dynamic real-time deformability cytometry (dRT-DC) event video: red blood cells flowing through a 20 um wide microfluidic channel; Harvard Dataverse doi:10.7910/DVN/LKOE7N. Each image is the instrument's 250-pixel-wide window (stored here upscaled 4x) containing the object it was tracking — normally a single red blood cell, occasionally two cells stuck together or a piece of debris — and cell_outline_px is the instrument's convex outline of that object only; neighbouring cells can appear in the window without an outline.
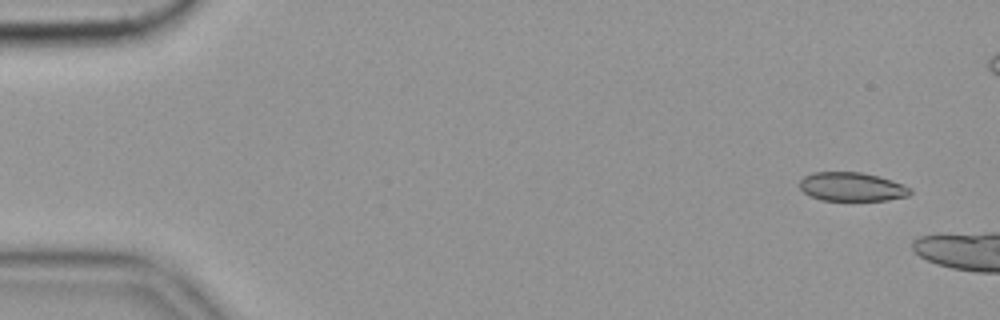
{"species": "common noctule bat (a hibernating species)", "species_latin": "Nyctalus noctula", "temperature_condition": "cold", "stored_images_in_passage": 13, "camera_frame_rate_fps": 3000, "um_per_image_px": 0.085, "animal": {"sex": "female", "body_mass_g": 19.9}, "frame": {"image": 1, "passage_image": 4, "time_ms": 1.0, "image_size_px": [1000, 320], "cell_outline_px": [[912, 192], [908, 196], [888, 200], [820, 200], [808, 196], [800, 188], [800, 180], [804, 176], [812, 172], [860, 172], [876, 176], [904, 184], [912, 188]], "centroid_in_image_um": [72.4, 15.88], "position_along_channel_um": 12.6, "area_um2": 18.61}}